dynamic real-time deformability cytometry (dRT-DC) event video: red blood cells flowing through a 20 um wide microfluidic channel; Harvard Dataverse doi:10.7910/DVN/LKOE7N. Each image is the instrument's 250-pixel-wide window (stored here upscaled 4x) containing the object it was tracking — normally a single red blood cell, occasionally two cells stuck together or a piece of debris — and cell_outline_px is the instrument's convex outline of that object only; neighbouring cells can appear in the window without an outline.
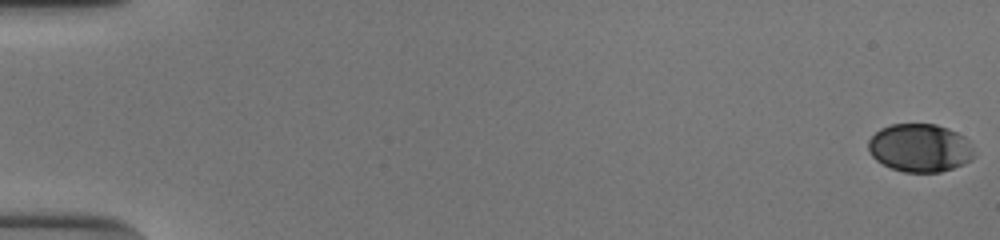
{"species": "human", "species_latin": "Homo sapiens", "temperature_condition": "cold", "stored_images_in_passage": 54, "camera_frame_rate_fps": 3000, "um_per_image_px": 0.085, "donor": {"sex": "male"}, "frame": {"image": 1, "passage_image": 1, "time_ms": 0.0, "image_size_px": [1000, 240], "cell_outline_px": [[976, 156], [972, 160], [964, 164], [940, 172], [904, 172], [892, 168], [876, 160], [872, 156], [868, 148], [868, 140], [880, 128], [892, 124], [936, 124], [948, 128], [964, 136], [968, 140], [976, 152]], "centroid_in_image_um": [78.23, 12.57], "position_along_channel_um": 6.8, "area_um2": 29.88}}
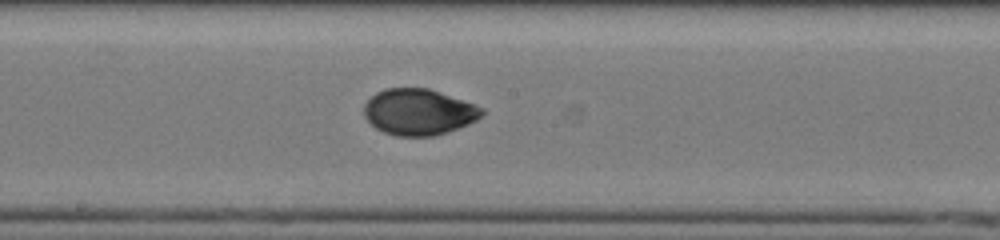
{"frame": {"image": 2, "passage_image": 31, "time_ms": 10.0, "image_size_px": [1000, 240], "cell_outline_px": [[484, 116], [468, 124], [448, 132], [432, 136], [396, 136], [384, 132], [376, 128], [364, 116], [364, 104], [376, 92], [384, 88], [428, 88], [484, 108]], "centroid_in_image_um": [35.59, 9.52], "position_along_channel_um": 212.6, "area_um2": 31.62}}
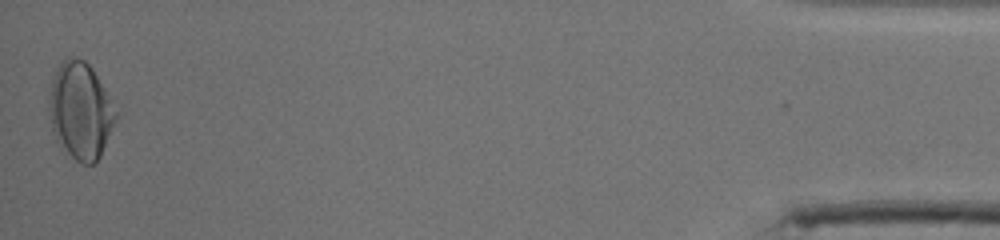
{"frame": {"image": 3, "passage_image": 54, "time_ms": 17.667, "image_size_px": [1000, 240], "cell_outline_px": [[116, 120], [100, 156], [92, 164], [84, 164], [76, 160], [60, 148], [52, 132], [48, 104], [48, 100], [52, 80], [56, 68], [68, 56], [76, 56], [84, 60], [92, 68], [116, 112]], "centroid_in_image_um": [6.79, 9.42], "position_along_channel_um": 428.4, "area_um2": 37.34}, "authors_computed_cell_mechanics": {"area_um2": 31.2698, "velocity_mm_per_s": 3.8933, "shape_relaxation_time_tau1_ms": 3.6716, "shape_relaxation_time_tau2_ms": 1.1679, "deformation_change_tau1": 0.1267, "deformation_change_tau2": 0.0342}}